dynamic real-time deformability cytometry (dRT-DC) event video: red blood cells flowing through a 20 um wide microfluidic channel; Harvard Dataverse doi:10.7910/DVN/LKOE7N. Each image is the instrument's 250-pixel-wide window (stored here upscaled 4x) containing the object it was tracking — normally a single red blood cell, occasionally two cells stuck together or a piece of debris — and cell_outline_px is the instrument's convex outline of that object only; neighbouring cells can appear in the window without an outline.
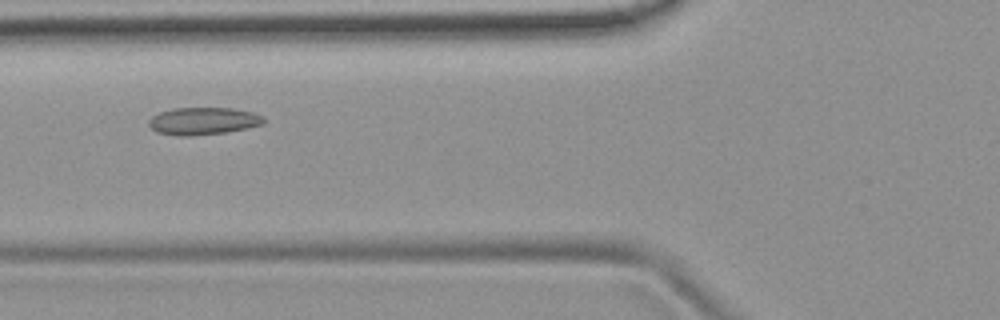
{"species": "common noctule bat (a hibernating species)", "species_latin": "Nyctalus noctula", "temperature_condition": "room temperature", "stored_images_in_passage": 5, "camera_frame_rate_fps": 3000, "um_per_image_px": 0.085, "animal": {"sex": "female", "body_mass_g": 19.9}, "frame": {"image": 1, "passage_image": 3, "time_ms": 4.333, "image_size_px": [1000, 320], "cell_outline_px": [[264, 124], [248, 128], [228, 132], [192, 136], [180, 136], [156, 132], [148, 124], [148, 120], [152, 116], [160, 112], [172, 108], [236, 108], [252, 112], [264, 116]], "centroid_in_image_um": [17.29, 10.29], "position_along_channel_um": 108.5, "area_um2": 18.55}}
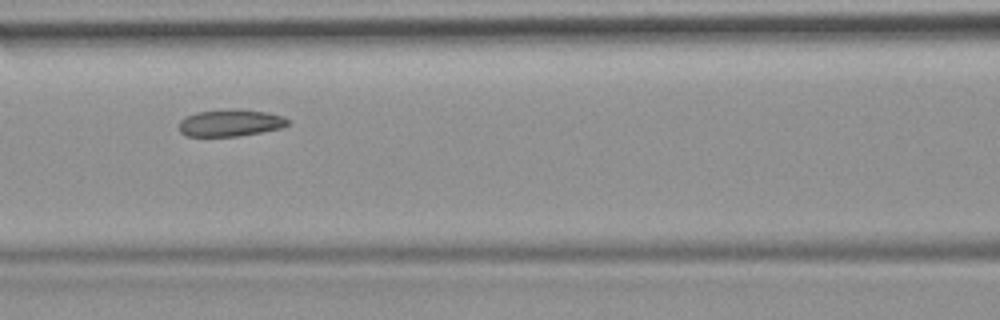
{"frame": {"image": 2, "passage_image": 4, "time_ms": 5.333, "image_size_px": [1000, 320], "cell_outline_px": [[288, 124], [280, 128], [240, 136], [188, 136], [180, 132], [180, 120], [196, 112], [228, 108], [232, 108], [268, 112], [284, 116], [288, 120]], "centroid_in_image_um": [19.59, 10.43], "position_along_channel_um": 147.0, "area_um2": 17.11}}
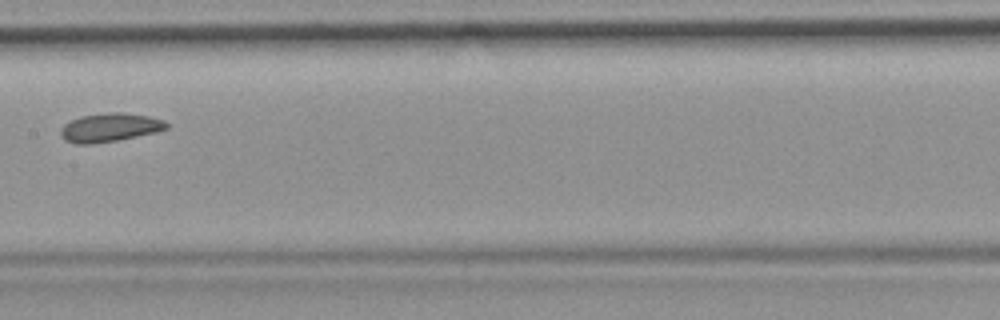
{"frame": {"image": 3, "passage_image": 5, "time_ms": 6.667, "image_size_px": [1000, 320], "cell_outline_px": [[168, 128], [156, 132], [116, 140], [92, 144], [76, 144], [64, 140], [60, 136], [60, 128], [64, 124], [80, 116], [108, 112], [120, 112], [148, 116], [164, 120], [168, 124]], "centroid_in_image_um": [9.3, 10.84], "position_along_channel_um": 198.1, "area_um2": 17.63}}